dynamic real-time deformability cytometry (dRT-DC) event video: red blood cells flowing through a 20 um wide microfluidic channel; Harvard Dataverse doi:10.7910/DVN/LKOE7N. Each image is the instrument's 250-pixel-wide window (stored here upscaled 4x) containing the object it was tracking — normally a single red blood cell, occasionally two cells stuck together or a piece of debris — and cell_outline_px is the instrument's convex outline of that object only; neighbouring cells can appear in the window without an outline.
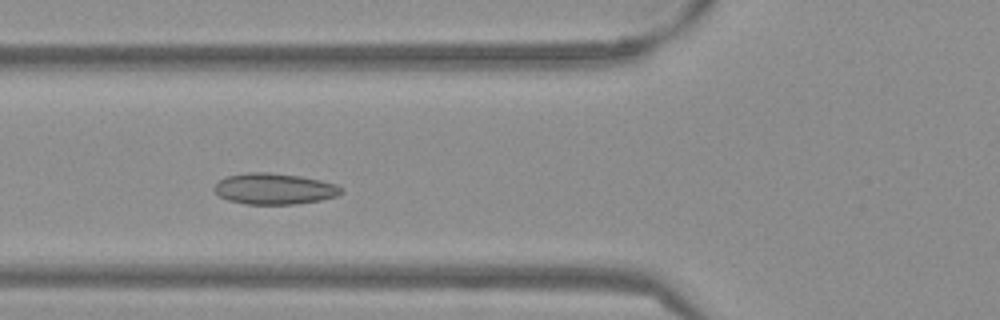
{"species": "Egyptian fruit bat (a non-hibernating species)", "species_latin": "Rousettus aegyptiacus", "temperature_condition": "warm", "stored_images_in_passage": 32, "camera_frame_rate_fps": 3000, "um_per_image_px": 0.085, "frame": {"image": 1, "passage_image": 7, "time_ms": 2.0, "image_size_px": [1000, 320], "cell_outline_px": [[344, 192], [336, 196], [320, 200], [292, 204], [244, 204], [228, 200], [212, 192], [212, 188], [220, 180], [228, 176], [248, 172], [268, 172], [300, 176], [320, 180], [336, 184], [344, 188]], "centroid_in_image_um": [23.31, 16.05], "position_along_channel_um": 102.5, "area_um2": 23.06}}
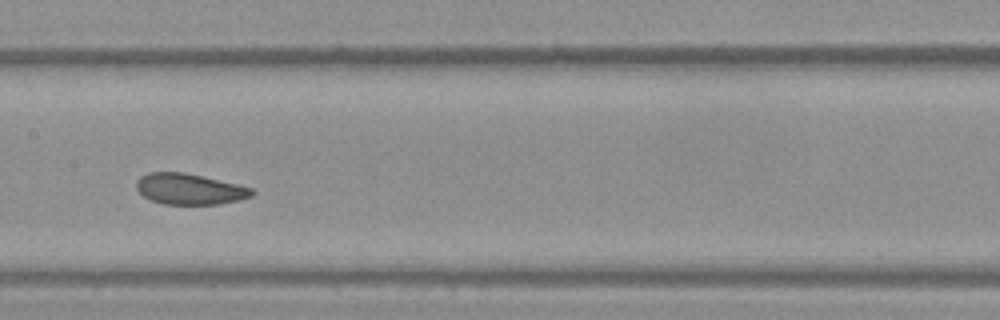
{"frame": {"image": 2, "passage_image": 14, "time_ms": 4.333, "image_size_px": [1000, 320], "cell_outline_px": [[256, 192], [252, 196], [220, 204], [164, 204], [152, 200], [144, 196], [136, 188], [136, 180], [140, 176], [148, 172], [184, 172], [236, 184], [252, 188]], "centroid_in_image_um": [16.09, 16.06], "position_along_channel_um": 191.3, "area_um2": 20.63}}
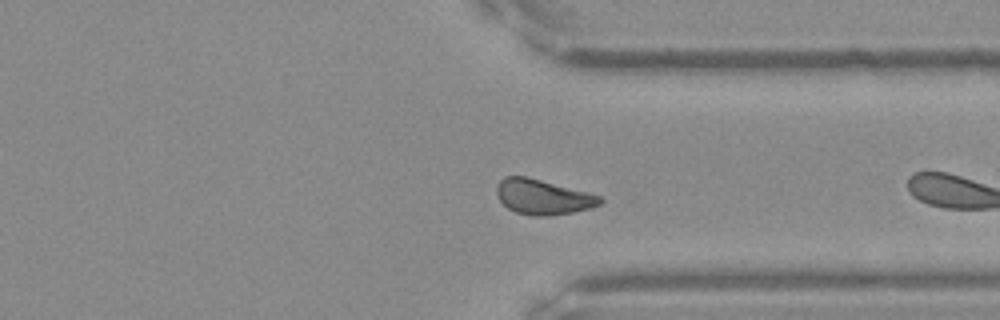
{"frame": {"image": 3, "passage_image": 25, "time_ms": 8.0, "image_size_px": [1000, 320], "cell_outline_px": [[604, 200], [600, 204], [588, 208], [572, 212], [548, 216], [532, 216], [516, 212], [508, 208], [500, 200], [496, 192], [496, 188], [500, 180], [504, 176], [528, 176], [588, 192], [600, 196]], "centroid_in_image_um": [46.13, 16.73], "position_along_channel_um": 365.3, "area_um2": 21.1}, "authors_computed_cell_mechanics": {"area_um2": 21.2126, "velocity_mm_per_s": 3.7846, "shape_relaxation_time_tau1_ms": null, "shape_relaxation_time_tau2_ms": 1.504, "deformation_change_tau1": null, "deformation_change_tau2": 0.0577}}